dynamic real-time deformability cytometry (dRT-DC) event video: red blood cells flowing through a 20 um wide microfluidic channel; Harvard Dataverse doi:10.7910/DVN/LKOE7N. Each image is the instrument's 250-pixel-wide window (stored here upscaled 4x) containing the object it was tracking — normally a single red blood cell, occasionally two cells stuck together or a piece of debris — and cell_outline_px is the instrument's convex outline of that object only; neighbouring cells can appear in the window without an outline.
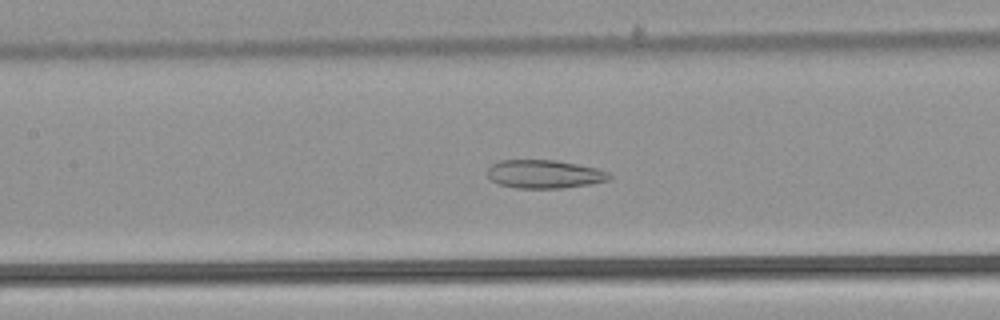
{"species": "common noctule bat (a hibernating species)", "species_latin": "Nyctalus noctula", "temperature_condition": "warm", "stored_images_in_passage": 54, "camera_frame_rate_fps": 3000, "um_per_image_px": 0.085, "animal": {"sex": "male", "body_mass_g": 21.5, "forearm_length_mm": 52.0}, "frame": {"image": 1, "passage_image": 26, "time_ms": 8.333, "image_size_px": [1000, 320], "cell_outline_px": [[612, 176], [608, 180], [592, 184], [560, 188], [516, 188], [500, 184], [492, 180], [488, 176], [488, 168], [492, 164], [500, 160], [556, 160], [596, 168], [608, 172]], "centroid_in_image_um": [46.28, 14.8], "position_along_channel_um": 161.1, "area_um2": 20.06}}
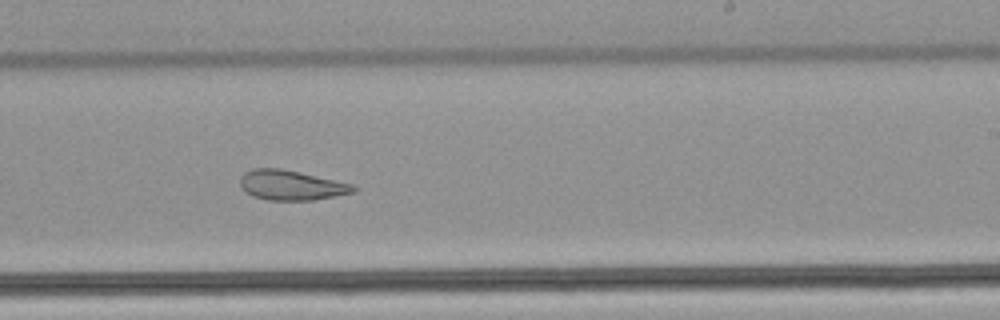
{"frame": {"image": 2, "passage_image": 34, "time_ms": 11.0, "image_size_px": [1000, 320], "cell_outline_px": [[356, 192], [336, 196], [312, 200], [268, 200], [252, 196], [244, 192], [240, 184], [240, 176], [244, 172], [252, 168], [280, 168], [300, 172], [352, 184], [356, 188]], "centroid_in_image_um": [24.71, 15.74], "position_along_channel_um": 264.3, "area_um2": 19.83}}
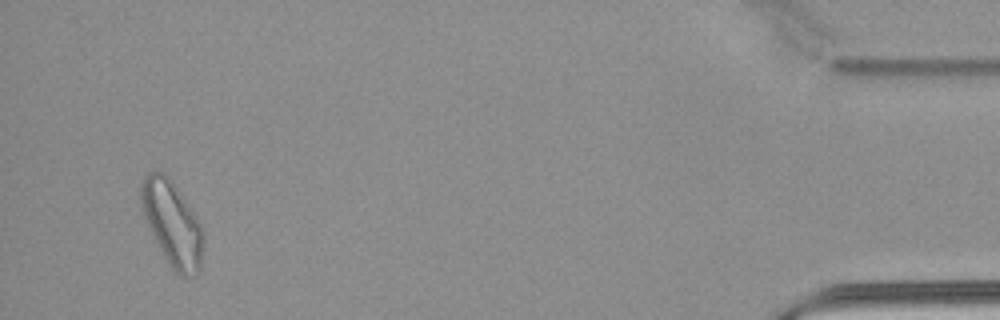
{"frame": {"image": 3, "passage_image": 52, "time_ms": 17.0, "image_size_px": [1000, 320], "cell_outline_px": [[204, 240], [200, 268], [188, 280], [180, 276], [172, 268], [164, 256], [144, 216], [140, 200], [140, 184], [144, 176], [148, 172], [164, 172], [168, 176], [188, 204], [196, 216], [200, 224], [204, 236]], "centroid_in_image_um": [14.64, 19.01], "position_along_channel_um": 420.6, "area_um2": 30.4}, "authors_computed_cell_mechanics": {"area_um2": 26.2701, "velocity_mm_per_s": 3.8777, "shape_relaxation_time_tau1_ms": null, "shape_relaxation_time_tau2_ms": 2.962, "deformation_change_tau1": null, "deformation_change_tau2": 0.0905}}